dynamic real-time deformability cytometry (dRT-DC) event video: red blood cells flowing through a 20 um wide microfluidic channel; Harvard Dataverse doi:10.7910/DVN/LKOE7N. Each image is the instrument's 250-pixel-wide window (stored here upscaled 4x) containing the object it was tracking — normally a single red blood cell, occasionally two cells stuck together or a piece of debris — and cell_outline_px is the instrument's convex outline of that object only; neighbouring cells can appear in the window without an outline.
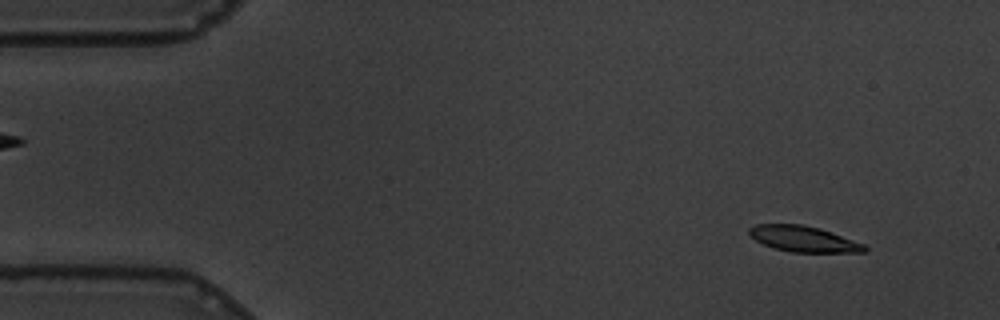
{"species": "common noctule bat (a hibernating species)", "species_latin": "Nyctalus noctula", "temperature_condition": "warm", "stored_images_in_passage": 20, "camera_frame_rate_fps": 3000, "um_per_image_px": 0.085, "animal": {"sex": "male", "body_mass_g": 19.5, "forearm_length_mm": 54.6}, "frame": {"image": 1, "passage_image": 3, "time_ms": 0.667, "image_size_px": [1000, 320], "cell_outline_px": [[868, 252], [792, 252], [772, 248], [756, 240], [748, 232], [748, 228], [756, 224], [804, 224], [820, 228], [864, 244], [868, 248]], "centroid_in_image_um": [68.3, 20.31], "position_along_channel_um": 16.7, "area_um2": 17.34}}
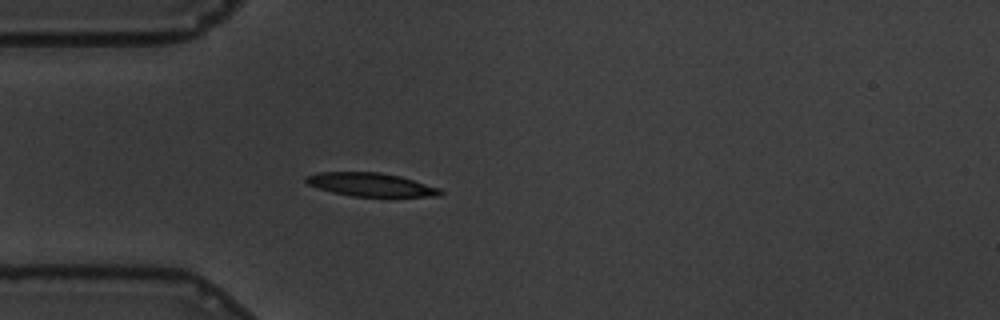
{"frame": {"image": 2, "passage_image": 14, "time_ms": 4.333, "image_size_px": [1000, 320], "cell_outline_px": [[444, 192], [440, 196], [352, 196], [332, 192], [308, 184], [304, 180], [304, 176], [320, 172], [380, 172], [400, 176], [440, 188]], "centroid_in_image_um": [31.51, 15.68], "position_along_channel_um": 53.5, "area_um2": 18.21}}
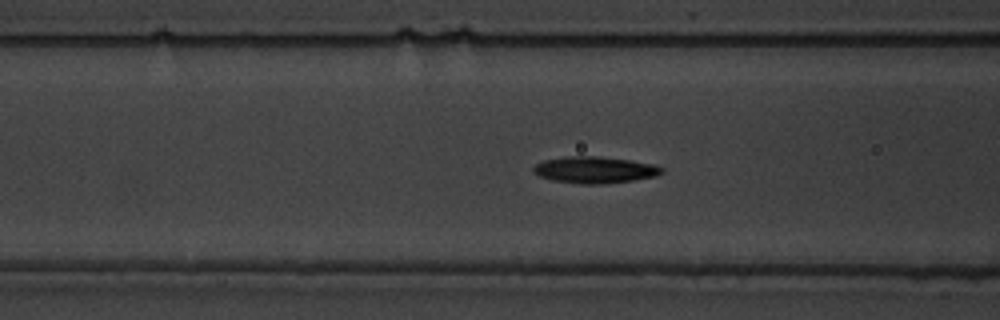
{"frame": {"image": 3, "passage_image": 20, "time_ms": 6.333, "image_size_px": [1000, 320], "cell_outline_px": [[664, 172], [656, 176], [636, 180], [600, 184], [584, 184], [552, 180], [540, 176], [532, 172], [532, 168], [536, 164], [544, 160], [564, 156], [600, 156], [628, 160], [652, 164], [664, 168]], "centroid_in_image_um": [50.55, 14.43], "position_along_channel_um": 116.1, "area_um2": 19.94}}